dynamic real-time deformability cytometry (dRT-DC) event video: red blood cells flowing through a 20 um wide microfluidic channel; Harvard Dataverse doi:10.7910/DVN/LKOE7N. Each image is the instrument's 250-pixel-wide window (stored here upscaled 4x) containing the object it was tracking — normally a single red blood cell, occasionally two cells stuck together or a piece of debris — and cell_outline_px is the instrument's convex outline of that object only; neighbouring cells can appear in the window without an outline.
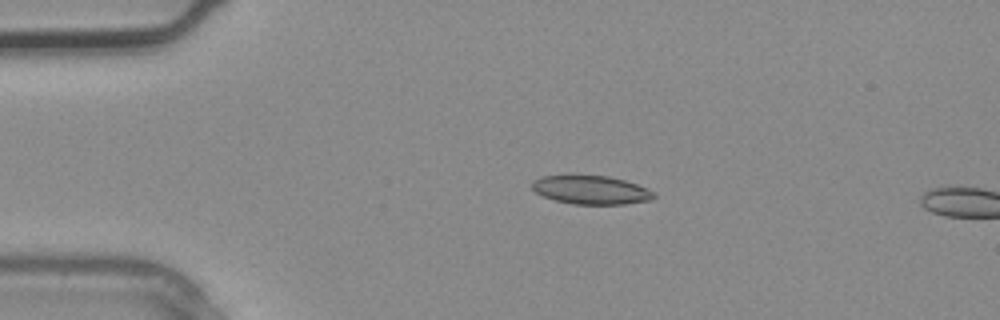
{"species": "common noctule bat (a hibernating species)", "species_latin": "Nyctalus noctula", "temperature_condition": "warm", "stored_images_in_passage": 2, "camera_frame_rate_fps": 3000, "um_per_image_px": 0.085, "animal": {"sex": "male", "body_mass_g": 20.4}, "frame": {"image": 1, "passage_image": 1, "time_ms": 0.0, "image_size_px": [1000, 320], "cell_outline_px": [[656, 196], [652, 200], [624, 204], [572, 204], [556, 200], [544, 196], [536, 192], [532, 188], [532, 180], [544, 176], [608, 176], [624, 180], [636, 184], [656, 192]], "centroid_in_image_um": [50.28, 16.15], "position_along_channel_um": 34.7, "area_um2": 20.11}}